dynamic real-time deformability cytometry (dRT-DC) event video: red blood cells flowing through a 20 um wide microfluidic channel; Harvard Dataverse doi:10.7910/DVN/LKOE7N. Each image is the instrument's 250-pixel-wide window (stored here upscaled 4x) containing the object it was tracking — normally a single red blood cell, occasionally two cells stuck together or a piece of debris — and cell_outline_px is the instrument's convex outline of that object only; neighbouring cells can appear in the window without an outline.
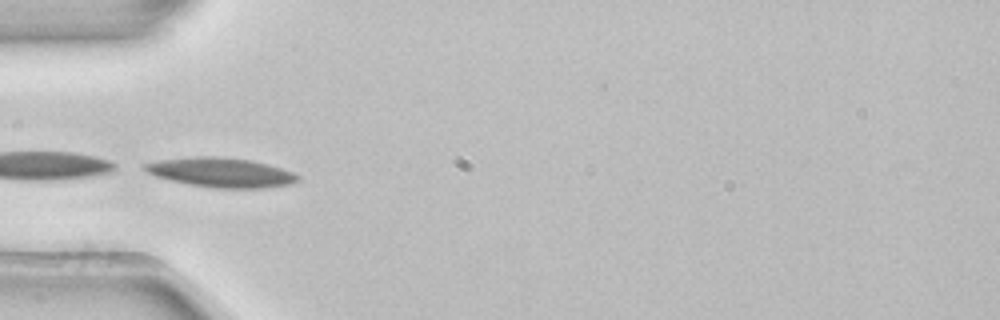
{"species": "common noctule bat (a hibernating species)", "species_latin": "Nyctalus noctula", "temperature_condition": "room temperature", "stored_images_in_passage": 4, "camera_frame_rate_fps": 3000, "um_per_image_px": 0.085, "animal": {"sex": "female", "body_mass_g": 22.7, "forearm_length_mm": 54.2}, "frame": {"image": 1, "passage_image": 3, "time_ms": 0.667, "image_size_px": [1000, 320], "cell_outline_px": [[300, 180], [292, 184], [264, 188], [216, 188], [168, 180], [156, 176], [148, 172], [140, 164], [156, 160], [192, 156], [220, 156], [252, 160], [268, 164], [292, 172], [300, 176]], "centroid_in_image_um": [18.78, 14.64], "position_along_channel_um": 66.2, "area_um2": 26.53}}